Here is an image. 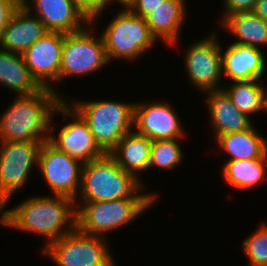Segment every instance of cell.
I'll use <instances>...</instances> for the list:
<instances>
[{
  "mask_svg": "<svg viewBox=\"0 0 267 266\" xmlns=\"http://www.w3.org/2000/svg\"><path fill=\"white\" fill-rule=\"evenodd\" d=\"M1 211L3 226L45 237L44 248L76 228L75 201L62 195L32 196L15 208Z\"/></svg>",
  "mask_w": 267,
  "mask_h": 266,
  "instance_id": "cell-1",
  "label": "cell"
},
{
  "mask_svg": "<svg viewBox=\"0 0 267 266\" xmlns=\"http://www.w3.org/2000/svg\"><path fill=\"white\" fill-rule=\"evenodd\" d=\"M63 100L50 88L17 96L0 117V141H48L52 117Z\"/></svg>",
  "mask_w": 267,
  "mask_h": 266,
  "instance_id": "cell-2",
  "label": "cell"
},
{
  "mask_svg": "<svg viewBox=\"0 0 267 266\" xmlns=\"http://www.w3.org/2000/svg\"><path fill=\"white\" fill-rule=\"evenodd\" d=\"M145 186L132 174L125 172L110 154L83 164L80 201H111L129 197H157L142 194ZM140 193V194H139Z\"/></svg>",
  "mask_w": 267,
  "mask_h": 266,
  "instance_id": "cell-3",
  "label": "cell"
},
{
  "mask_svg": "<svg viewBox=\"0 0 267 266\" xmlns=\"http://www.w3.org/2000/svg\"><path fill=\"white\" fill-rule=\"evenodd\" d=\"M87 122L98 146L109 154L133 130L134 104L114 100L69 103Z\"/></svg>",
  "mask_w": 267,
  "mask_h": 266,
  "instance_id": "cell-4",
  "label": "cell"
},
{
  "mask_svg": "<svg viewBox=\"0 0 267 266\" xmlns=\"http://www.w3.org/2000/svg\"><path fill=\"white\" fill-rule=\"evenodd\" d=\"M156 197H129L111 201H81L76 209V228L87 235L105 236L127 225L149 209Z\"/></svg>",
  "mask_w": 267,
  "mask_h": 266,
  "instance_id": "cell-5",
  "label": "cell"
},
{
  "mask_svg": "<svg viewBox=\"0 0 267 266\" xmlns=\"http://www.w3.org/2000/svg\"><path fill=\"white\" fill-rule=\"evenodd\" d=\"M109 63L114 58L134 61L156 43L144 17L122 9L101 34Z\"/></svg>",
  "mask_w": 267,
  "mask_h": 266,
  "instance_id": "cell-6",
  "label": "cell"
},
{
  "mask_svg": "<svg viewBox=\"0 0 267 266\" xmlns=\"http://www.w3.org/2000/svg\"><path fill=\"white\" fill-rule=\"evenodd\" d=\"M107 239L75 228L42 250L58 266H116Z\"/></svg>",
  "mask_w": 267,
  "mask_h": 266,
  "instance_id": "cell-7",
  "label": "cell"
},
{
  "mask_svg": "<svg viewBox=\"0 0 267 266\" xmlns=\"http://www.w3.org/2000/svg\"><path fill=\"white\" fill-rule=\"evenodd\" d=\"M92 26L90 23L80 31L64 34L59 81L92 74L109 64L103 39L93 35Z\"/></svg>",
  "mask_w": 267,
  "mask_h": 266,
  "instance_id": "cell-8",
  "label": "cell"
},
{
  "mask_svg": "<svg viewBox=\"0 0 267 266\" xmlns=\"http://www.w3.org/2000/svg\"><path fill=\"white\" fill-rule=\"evenodd\" d=\"M43 142L0 141V208H4L11 196L27 184L33 165L38 164Z\"/></svg>",
  "mask_w": 267,
  "mask_h": 266,
  "instance_id": "cell-9",
  "label": "cell"
},
{
  "mask_svg": "<svg viewBox=\"0 0 267 266\" xmlns=\"http://www.w3.org/2000/svg\"><path fill=\"white\" fill-rule=\"evenodd\" d=\"M58 114L67 116L69 121L60 128L58 135L53 134L50 123L48 142L57 150L67 153L82 164L94 161L106 153L98 146L89 125L81 115L65 100L56 108Z\"/></svg>",
  "mask_w": 267,
  "mask_h": 266,
  "instance_id": "cell-10",
  "label": "cell"
},
{
  "mask_svg": "<svg viewBox=\"0 0 267 266\" xmlns=\"http://www.w3.org/2000/svg\"><path fill=\"white\" fill-rule=\"evenodd\" d=\"M210 35V36H209ZM207 38L195 41L185 50V70L191 84L202 93L222 89L223 71L221 43L217 33L212 31Z\"/></svg>",
  "mask_w": 267,
  "mask_h": 266,
  "instance_id": "cell-11",
  "label": "cell"
},
{
  "mask_svg": "<svg viewBox=\"0 0 267 266\" xmlns=\"http://www.w3.org/2000/svg\"><path fill=\"white\" fill-rule=\"evenodd\" d=\"M37 165L54 195L72 198L77 208L83 164L45 141L40 147Z\"/></svg>",
  "mask_w": 267,
  "mask_h": 266,
  "instance_id": "cell-12",
  "label": "cell"
},
{
  "mask_svg": "<svg viewBox=\"0 0 267 266\" xmlns=\"http://www.w3.org/2000/svg\"><path fill=\"white\" fill-rule=\"evenodd\" d=\"M169 103L151 102L135 103L133 127L136 132L151 141L159 139H181L184 129L180 118Z\"/></svg>",
  "mask_w": 267,
  "mask_h": 266,
  "instance_id": "cell-13",
  "label": "cell"
},
{
  "mask_svg": "<svg viewBox=\"0 0 267 266\" xmlns=\"http://www.w3.org/2000/svg\"><path fill=\"white\" fill-rule=\"evenodd\" d=\"M63 42L64 33L48 31L22 53L25 65L43 88L54 90L50 82H59Z\"/></svg>",
  "mask_w": 267,
  "mask_h": 266,
  "instance_id": "cell-14",
  "label": "cell"
},
{
  "mask_svg": "<svg viewBox=\"0 0 267 266\" xmlns=\"http://www.w3.org/2000/svg\"><path fill=\"white\" fill-rule=\"evenodd\" d=\"M22 0V5L36 14L47 31L64 34L82 30L91 22L76 7L73 0ZM34 6L33 8L31 6ZM35 10L33 12V10Z\"/></svg>",
  "mask_w": 267,
  "mask_h": 266,
  "instance_id": "cell-15",
  "label": "cell"
},
{
  "mask_svg": "<svg viewBox=\"0 0 267 266\" xmlns=\"http://www.w3.org/2000/svg\"><path fill=\"white\" fill-rule=\"evenodd\" d=\"M260 48L230 43L223 50L221 45L222 71L230 82L262 80L267 64Z\"/></svg>",
  "mask_w": 267,
  "mask_h": 266,
  "instance_id": "cell-16",
  "label": "cell"
},
{
  "mask_svg": "<svg viewBox=\"0 0 267 266\" xmlns=\"http://www.w3.org/2000/svg\"><path fill=\"white\" fill-rule=\"evenodd\" d=\"M46 32L44 23L21 5L2 32L0 49L22 54Z\"/></svg>",
  "mask_w": 267,
  "mask_h": 266,
  "instance_id": "cell-17",
  "label": "cell"
},
{
  "mask_svg": "<svg viewBox=\"0 0 267 266\" xmlns=\"http://www.w3.org/2000/svg\"><path fill=\"white\" fill-rule=\"evenodd\" d=\"M206 103L215 139L219 135L238 132L250 128L253 124L246 114L241 112L222 89L208 90Z\"/></svg>",
  "mask_w": 267,
  "mask_h": 266,
  "instance_id": "cell-18",
  "label": "cell"
},
{
  "mask_svg": "<svg viewBox=\"0 0 267 266\" xmlns=\"http://www.w3.org/2000/svg\"><path fill=\"white\" fill-rule=\"evenodd\" d=\"M151 144L152 141L148 137L133 129L109 154L125 172L132 174L144 185L139 174L149 170Z\"/></svg>",
  "mask_w": 267,
  "mask_h": 266,
  "instance_id": "cell-19",
  "label": "cell"
},
{
  "mask_svg": "<svg viewBox=\"0 0 267 266\" xmlns=\"http://www.w3.org/2000/svg\"><path fill=\"white\" fill-rule=\"evenodd\" d=\"M185 0H165L146 17L151 34L158 40L173 46L179 40V32L186 16Z\"/></svg>",
  "mask_w": 267,
  "mask_h": 266,
  "instance_id": "cell-20",
  "label": "cell"
},
{
  "mask_svg": "<svg viewBox=\"0 0 267 266\" xmlns=\"http://www.w3.org/2000/svg\"><path fill=\"white\" fill-rule=\"evenodd\" d=\"M0 85L19 95H31L43 87L25 65L22 54L0 49Z\"/></svg>",
  "mask_w": 267,
  "mask_h": 266,
  "instance_id": "cell-21",
  "label": "cell"
},
{
  "mask_svg": "<svg viewBox=\"0 0 267 266\" xmlns=\"http://www.w3.org/2000/svg\"><path fill=\"white\" fill-rule=\"evenodd\" d=\"M218 148L230 155L229 160L260 159L267 154V139L258 133L254 124L245 130L219 135Z\"/></svg>",
  "mask_w": 267,
  "mask_h": 266,
  "instance_id": "cell-22",
  "label": "cell"
},
{
  "mask_svg": "<svg viewBox=\"0 0 267 266\" xmlns=\"http://www.w3.org/2000/svg\"><path fill=\"white\" fill-rule=\"evenodd\" d=\"M220 24L226 32L238 39L233 43L257 48L260 45L267 46V22L253 11L228 15Z\"/></svg>",
  "mask_w": 267,
  "mask_h": 266,
  "instance_id": "cell-23",
  "label": "cell"
},
{
  "mask_svg": "<svg viewBox=\"0 0 267 266\" xmlns=\"http://www.w3.org/2000/svg\"><path fill=\"white\" fill-rule=\"evenodd\" d=\"M267 154L260 159L226 161L222 174L229 186L246 190L258 186L267 171Z\"/></svg>",
  "mask_w": 267,
  "mask_h": 266,
  "instance_id": "cell-24",
  "label": "cell"
},
{
  "mask_svg": "<svg viewBox=\"0 0 267 266\" xmlns=\"http://www.w3.org/2000/svg\"><path fill=\"white\" fill-rule=\"evenodd\" d=\"M260 84H259V83ZM222 88L229 95L232 103L248 117L258 111H265L266 87L261 80L237 81Z\"/></svg>",
  "mask_w": 267,
  "mask_h": 266,
  "instance_id": "cell-25",
  "label": "cell"
},
{
  "mask_svg": "<svg viewBox=\"0 0 267 266\" xmlns=\"http://www.w3.org/2000/svg\"><path fill=\"white\" fill-rule=\"evenodd\" d=\"M180 139L153 140L150 148L149 169L152 167L172 170L182 162L184 154L181 149Z\"/></svg>",
  "mask_w": 267,
  "mask_h": 266,
  "instance_id": "cell-26",
  "label": "cell"
},
{
  "mask_svg": "<svg viewBox=\"0 0 267 266\" xmlns=\"http://www.w3.org/2000/svg\"><path fill=\"white\" fill-rule=\"evenodd\" d=\"M243 251L251 266H267V224L262 223L258 229L243 240Z\"/></svg>",
  "mask_w": 267,
  "mask_h": 266,
  "instance_id": "cell-27",
  "label": "cell"
},
{
  "mask_svg": "<svg viewBox=\"0 0 267 266\" xmlns=\"http://www.w3.org/2000/svg\"><path fill=\"white\" fill-rule=\"evenodd\" d=\"M73 2L92 25H96L98 17L106 9V0H73Z\"/></svg>",
  "mask_w": 267,
  "mask_h": 266,
  "instance_id": "cell-28",
  "label": "cell"
},
{
  "mask_svg": "<svg viewBox=\"0 0 267 266\" xmlns=\"http://www.w3.org/2000/svg\"><path fill=\"white\" fill-rule=\"evenodd\" d=\"M223 18L220 19L222 22L228 15L250 12L253 11L255 4L258 0H223Z\"/></svg>",
  "mask_w": 267,
  "mask_h": 266,
  "instance_id": "cell-29",
  "label": "cell"
},
{
  "mask_svg": "<svg viewBox=\"0 0 267 266\" xmlns=\"http://www.w3.org/2000/svg\"><path fill=\"white\" fill-rule=\"evenodd\" d=\"M21 5L22 0H0V37Z\"/></svg>",
  "mask_w": 267,
  "mask_h": 266,
  "instance_id": "cell-30",
  "label": "cell"
},
{
  "mask_svg": "<svg viewBox=\"0 0 267 266\" xmlns=\"http://www.w3.org/2000/svg\"><path fill=\"white\" fill-rule=\"evenodd\" d=\"M165 0H132L129 10L140 17H146Z\"/></svg>",
  "mask_w": 267,
  "mask_h": 266,
  "instance_id": "cell-31",
  "label": "cell"
},
{
  "mask_svg": "<svg viewBox=\"0 0 267 266\" xmlns=\"http://www.w3.org/2000/svg\"><path fill=\"white\" fill-rule=\"evenodd\" d=\"M253 12L267 22V0H258L254 6Z\"/></svg>",
  "mask_w": 267,
  "mask_h": 266,
  "instance_id": "cell-32",
  "label": "cell"
},
{
  "mask_svg": "<svg viewBox=\"0 0 267 266\" xmlns=\"http://www.w3.org/2000/svg\"><path fill=\"white\" fill-rule=\"evenodd\" d=\"M116 1V2H115ZM132 0H106V9L109 5H111V2L120 3L122 4V9H129L131 5Z\"/></svg>",
  "mask_w": 267,
  "mask_h": 266,
  "instance_id": "cell-33",
  "label": "cell"
},
{
  "mask_svg": "<svg viewBox=\"0 0 267 266\" xmlns=\"http://www.w3.org/2000/svg\"><path fill=\"white\" fill-rule=\"evenodd\" d=\"M267 112V89H266V101H265V113Z\"/></svg>",
  "mask_w": 267,
  "mask_h": 266,
  "instance_id": "cell-34",
  "label": "cell"
}]
</instances>
